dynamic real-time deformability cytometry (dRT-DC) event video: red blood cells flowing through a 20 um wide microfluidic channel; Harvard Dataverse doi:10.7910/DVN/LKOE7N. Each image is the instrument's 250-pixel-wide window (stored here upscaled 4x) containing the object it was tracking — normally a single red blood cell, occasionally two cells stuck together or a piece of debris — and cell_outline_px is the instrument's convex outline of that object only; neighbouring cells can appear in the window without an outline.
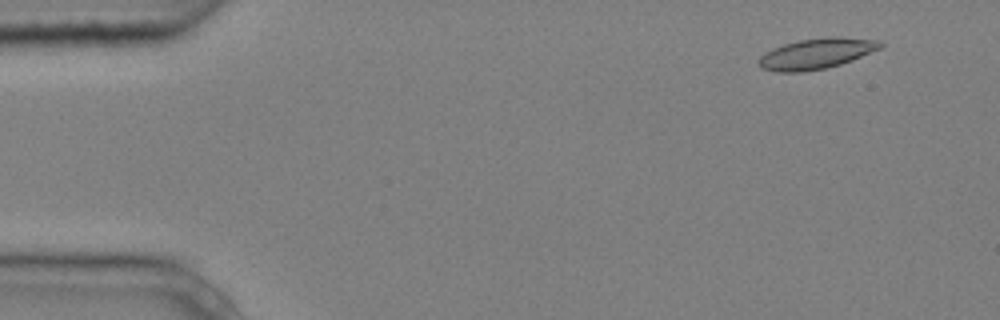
{"species": "common noctule bat (a hibernating species)", "species_latin": "Nyctalus noctula", "temperature_condition": "cold", "stored_images_in_passage": 4, "camera_frame_rate_fps": 3000, "um_per_image_px": 0.085, "animal": {"sex": "male", "body_mass_g": 20.4}, "frame": {"image": 1, "passage_image": 1, "time_ms": 0.0, "image_size_px": [1000, 320], "cell_outline_px": [[884, 44], [880, 48], [852, 60], [828, 68], [804, 72], [776, 72], [760, 68], [756, 60], [764, 52], [772, 48], [784, 44], [800, 40], [828, 36], [840, 36], [880, 40]], "centroid_in_image_um": [69.36, 4.56], "position_along_channel_um": 15.6, "area_um2": 22.02}}
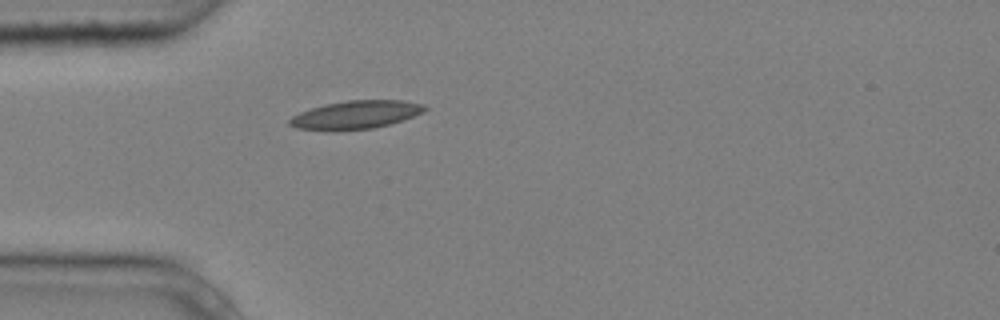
{"frame": {"image": 2, "passage_image": 4, "time_ms": 1.0, "image_size_px": [1000, 320], "cell_outline_px": [[428, 108], [424, 112], [404, 120], [372, 128], [332, 132], [296, 128], [288, 124], [288, 120], [292, 116], [300, 112], [324, 104], [344, 100], [404, 100], [424, 104]], "centroid_in_image_um": [30.22, 9.76], "position_along_channel_um": 54.8, "area_um2": 22.66}}